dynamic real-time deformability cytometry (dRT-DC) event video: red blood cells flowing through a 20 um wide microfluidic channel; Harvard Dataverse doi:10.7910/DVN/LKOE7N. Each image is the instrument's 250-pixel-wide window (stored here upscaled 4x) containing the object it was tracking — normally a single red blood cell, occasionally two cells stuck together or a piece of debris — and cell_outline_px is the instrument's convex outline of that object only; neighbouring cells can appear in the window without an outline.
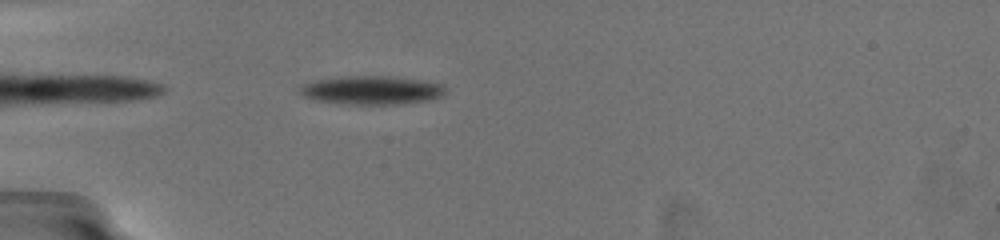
{"species": "common noctule bat (a hibernating species)", "species_latin": "Nyctalus noctula", "temperature_condition": "warm", "stored_images_in_passage": 3, "camera_frame_rate_fps": 3000, "um_per_image_px": 0.085, "animal": {"sex": "female", "body_mass_g": 19.5, "forearm_length_mm": 54.1}, "frame": {"image": 1, "passage_image": 2, "time_ms": 0.333, "image_size_px": [1000, 240], "cell_outline_px": [[444, 92], [440, 96], [428, 100], [400, 104], [356, 104], [316, 100], [304, 96], [300, 92], [300, 88], [304, 84], [320, 80], [356, 76], [380, 76], [412, 80], [440, 84], [444, 88]], "centroid_in_image_um": [31.58, 7.68], "position_along_channel_um": 53.4, "area_um2": 23.06}}